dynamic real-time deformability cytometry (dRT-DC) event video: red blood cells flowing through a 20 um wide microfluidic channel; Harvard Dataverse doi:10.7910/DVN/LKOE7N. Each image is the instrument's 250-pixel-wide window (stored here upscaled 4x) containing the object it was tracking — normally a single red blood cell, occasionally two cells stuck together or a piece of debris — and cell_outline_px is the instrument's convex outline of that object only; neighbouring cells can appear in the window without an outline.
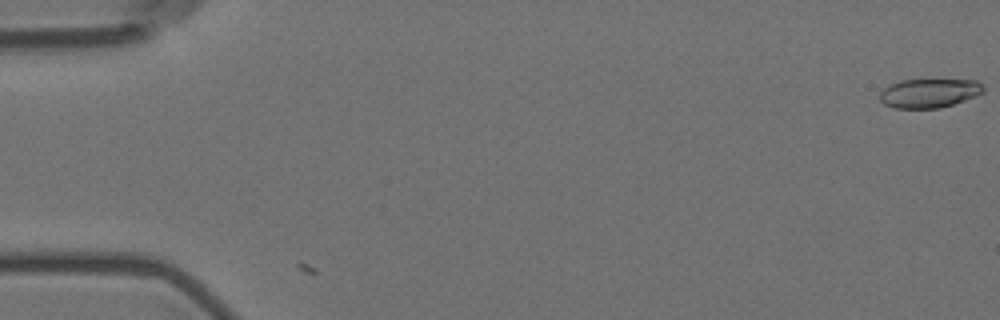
{"species": "Egyptian fruit bat (a non-hibernating species)", "species_latin": "Rousettus aegyptiacus", "temperature_condition": "room temperature", "stored_images_in_passage": 6, "camera_frame_rate_fps": 3000, "um_per_image_px": 0.085, "animal": {"sex": "female"}, "frame": {"image": 1, "passage_image": 1, "time_ms": 0.0, "image_size_px": [1000, 320], "cell_outline_px": [[984, 92], [976, 96], [940, 108], [896, 108], [884, 104], [880, 100], [880, 92], [888, 84], [900, 80], [928, 76], [976, 80], [984, 84]], "centroid_in_image_um": [79.01, 7.84], "position_along_channel_um": 6.0, "area_um2": 18.67}}
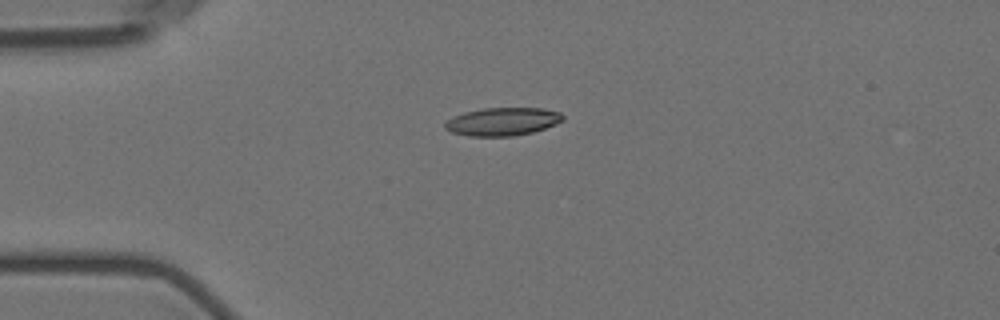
{"frame": {"image": 2, "passage_image": 5, "time_ms": 4.667, "image_size_px": [1000, 320], "cell_outline_px": [[564, 120], [556, 124], [532, 132], [512, 136], [468, 136], [452, 132], [444, 128], [444, 124], [448, 120], [464, 112], [484, 108], [540, 108], [560, 112], [564, 116]], "centroid_in_image_um": [42.73, 10.33], "position_along_channel_um": 42.3, "area_um2": 19.13}}